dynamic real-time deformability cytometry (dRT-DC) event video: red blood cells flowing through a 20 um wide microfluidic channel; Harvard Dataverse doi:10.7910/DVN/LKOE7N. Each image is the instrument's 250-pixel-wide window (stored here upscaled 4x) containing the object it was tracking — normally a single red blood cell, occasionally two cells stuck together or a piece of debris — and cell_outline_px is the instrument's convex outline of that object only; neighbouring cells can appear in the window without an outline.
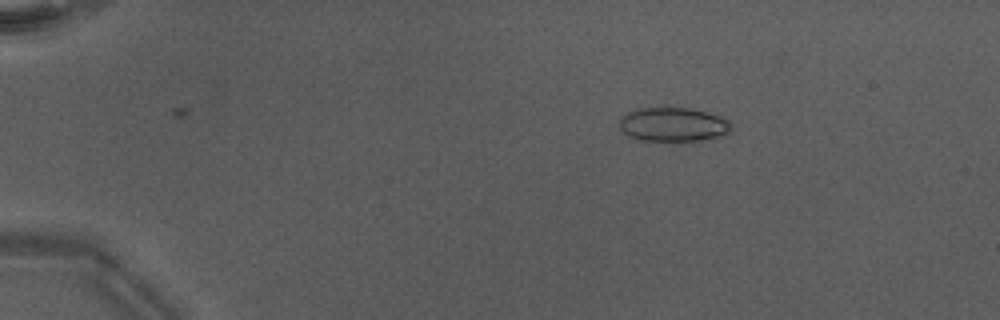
{"species": "Egyptian fruit bat (a non-hibernating species)", "species_latin": "Rousettus aegyptiacus", "temperature_condition": "warm", "stored_images_in_passage": 7, "camera_frame_rate_fps": 3000, "um_per_image_px": 0.085, "animal": {"sex": "male"}, "frame": {"image": 1, "passage_image": 6, "time_ms": 1.667, "image_size_px": [1000, 320], "cell_outline_px": [[732, 128], [728, 132], [716, 136], [700, 140], [640, 140], [628, 136], [620, 128], [620, 116], [636, 108], [688, 108], [708, 112], [728, 120], [732, 124]], "centroid_in_image_um": [57.18, 10.56], "position_along_channel_um": 27.8, "area_um2": 21.91}}